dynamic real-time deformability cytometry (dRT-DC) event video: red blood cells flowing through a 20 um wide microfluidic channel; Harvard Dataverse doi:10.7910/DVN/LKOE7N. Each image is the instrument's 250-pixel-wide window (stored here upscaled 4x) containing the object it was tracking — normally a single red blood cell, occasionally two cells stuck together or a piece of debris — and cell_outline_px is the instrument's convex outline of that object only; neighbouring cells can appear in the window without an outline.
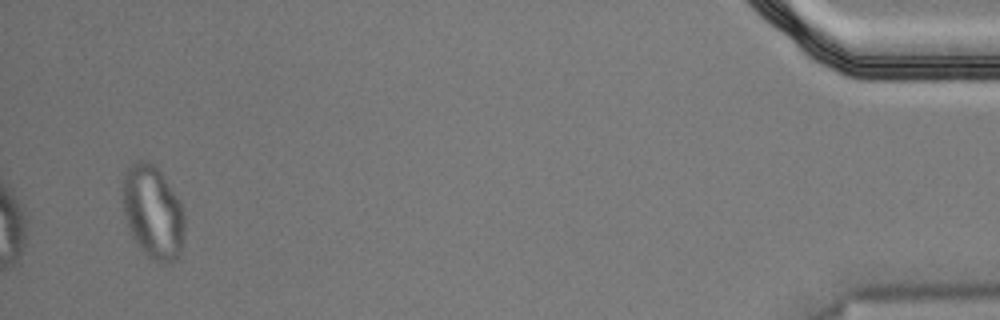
{"species": "Egyptian fruit bat (a non-hibernating species)", "species_latin": "Rousettus aegyptiacus", "temperature_condition": "cold", "stored_images_in_passage": 41, "segment_of_instrument_passage": [2, 2], "camera_frame_rate_fps": 3000, "um_per_image_px": 0.085, "animal": {"sex": "male"}, "frame": {"image": 1, "passage_image": 39, "time_ms": 12.667, "image_size_px": [1000, 320], "cell_outline_px": [[184, 228], [180, 256], [176, 260], [160, 264], [148, 256], [140, 248], [132, 236], [124, 216], [124, 176], [128, 168], [136, 160], [148, 160], [156, 164], [180, 200], [184, 208]], "centroid_in_image_um": [13.03, 18.02], "position_along_channel_um": 422.2, "area_um2": 33.76}}